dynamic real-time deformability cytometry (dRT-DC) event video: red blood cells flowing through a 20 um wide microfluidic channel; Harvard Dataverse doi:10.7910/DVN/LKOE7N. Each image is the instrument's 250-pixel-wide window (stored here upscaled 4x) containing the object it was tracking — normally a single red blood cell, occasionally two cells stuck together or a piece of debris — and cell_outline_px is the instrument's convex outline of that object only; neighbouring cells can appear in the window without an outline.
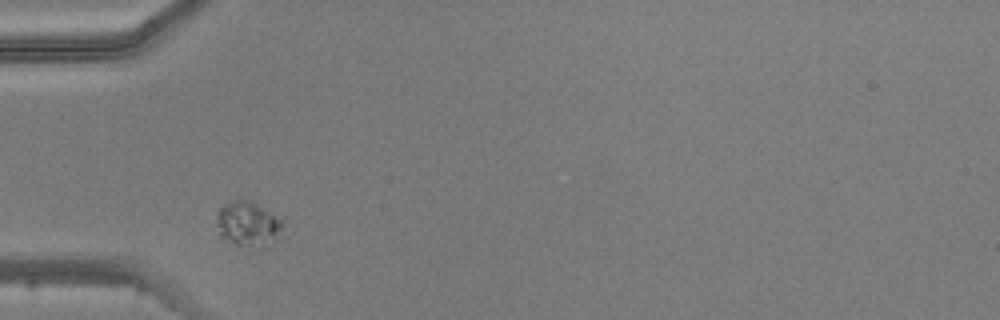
{"species": "common noctule bat (a hibernating species)", "species_latin": "Nyctalus noctula", "temperature_condition": "warm", "stored_images_in_passage": 4, "camera_frame_rate_fps": 3000, "um_per_image_px": 0.085, "animal": {"sex": "male", "body_mass_g": 20.5, "forearm_length_mm": 52.5}, "frame": {"image": 1, "passage_image": 1, "time_ms": 0.0, "image_size_px": [1000, 320], "cell_outline_px": [[288, 216], [280, 232], [272, 236], [240, 244], [236, 244], [220, 236], [216, 224], [216, 212], [220, 208], [236, 200], [244, 200]], "centroid_in_image_um": [21.07, 18.87], "position_along_channel_um": 63.9, "area_um2": 16.07}}
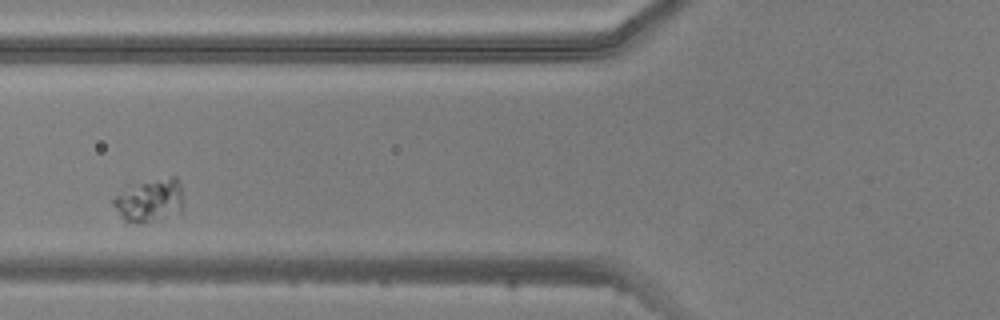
{"frame": {"image": 2, "passage_image": 2, "time_ms": 1.333, "image_size_px": [1000, 320], "cell_outline_px": [[180, 212], [144, 224], [124, 224], [112, 204], [112, 200], [124, 184], [172, 176], [176, 176], [180, 184]], "centroid_in_image_um": [12.58, 17.03], "position_along_channel_um": 113.2, "area_um2": 18.26}}
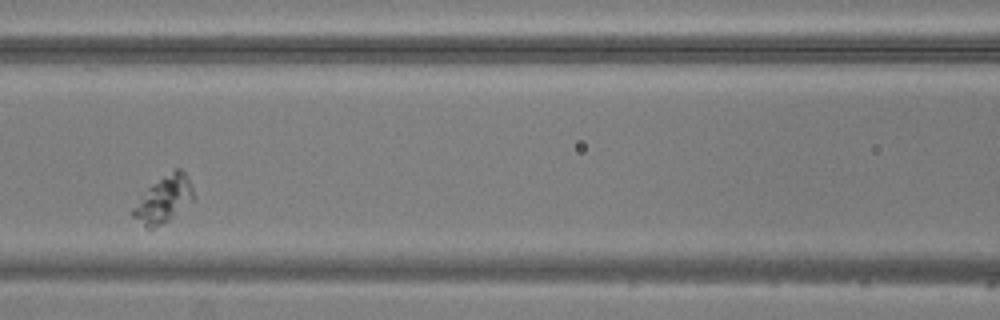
{"frame": {"image": 3, "passage_image": 3, "time_ms": 2.333, "image_size_px": [1000, 320], "cell_outline_px": [[196, 200], [168, 220], [152, 228], [144, 228], [132, 216], [132, 208], [148, 188], [152, 184], [176, 168], [180, 168], [188, 176], [196, 196]], "centroid_in_image_um": [13.96, 16.95], "position_along_channel_um": 152.6, "area_um2": 16.47}}